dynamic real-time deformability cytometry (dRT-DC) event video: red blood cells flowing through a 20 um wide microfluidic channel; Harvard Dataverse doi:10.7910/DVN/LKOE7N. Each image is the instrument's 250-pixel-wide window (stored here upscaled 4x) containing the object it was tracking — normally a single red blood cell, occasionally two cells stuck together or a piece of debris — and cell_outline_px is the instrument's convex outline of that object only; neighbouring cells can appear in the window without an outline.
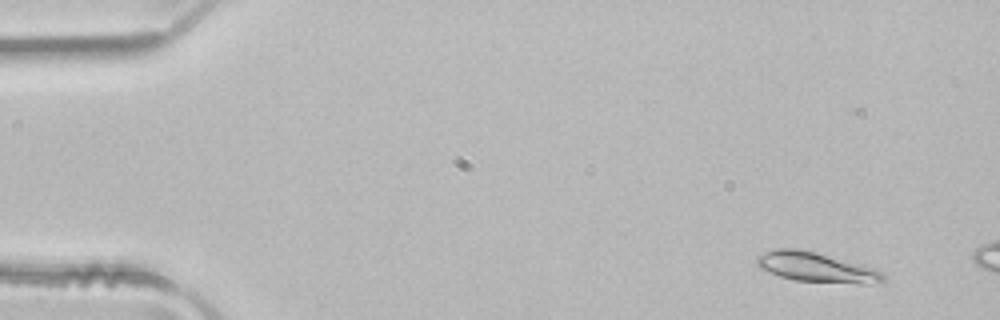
{"species": "common noctule bat (a hibernating species)", "species_latin": "Nyctalus noctula", "temperature_condition": "room temperature", "stored_images_in_passage": 3, "camera_frame_rate_fps": 3000, "um_per_image_px": 0.085, "animal": {"sex": "male", "body_mass_g": 21.5, "forearm_length_mm": 52.0}, "frame": {"image": 1, "passage_image": 1, "time_ms": 0.0, "image_size_px": [1000, 320], "cell_outline_px": [[888, 276], [884, 280], [868, 284], [860, 284], [796, 280], [780, 276], [768, 272], [760, 268], [756, 264], [756, 256], [764, 252], [776, 248], [796, 248], [816, 252], [864, 264], [876, 268], [884, 272]], "centroid_in_image_um": [69.43, 22.71], "position_along_channel_um": 15.6, "area_um2": 22.25}}